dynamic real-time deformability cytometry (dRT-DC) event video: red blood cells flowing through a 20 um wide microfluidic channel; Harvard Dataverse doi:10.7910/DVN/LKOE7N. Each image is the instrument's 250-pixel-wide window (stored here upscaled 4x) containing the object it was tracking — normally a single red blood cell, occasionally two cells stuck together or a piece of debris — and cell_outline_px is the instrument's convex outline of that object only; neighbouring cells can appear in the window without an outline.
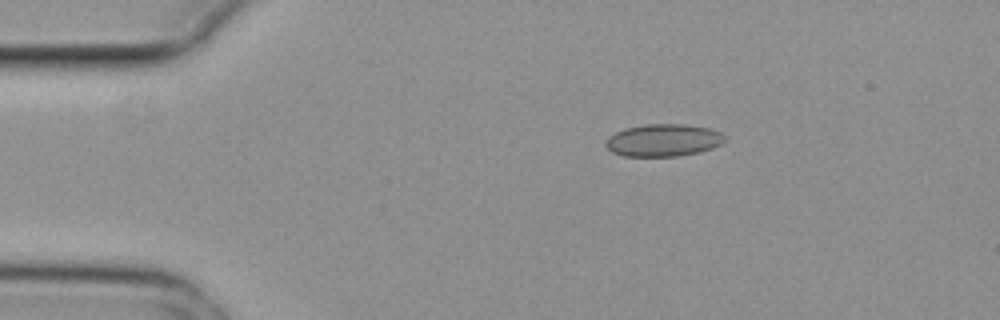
{"species": "common noctule bat (a hibernating species)", "species_latin": "Nyctalus noctula", "temperature_condition": "cold", "stored_images_in_passage": 2, "camera_frame_rate_fps": 3000, "um_per_image_px": 0.085, "animal": {"sex": "female", "body_mass_g": 29.2, "forearm_length_mm": 56.3}, "frame": {"image": 1, "passage_image": 1, "time_ms": 0.0, "image_size_px": [1000, 320], "cell_outline_px": [[728, 140], [712, 148], [700, 152], [676, 156], [624, 156], [612, 152], [604, 144], [604, 140], [608, 136], [624, 128], [644, 124], [684, 124], [712, 128], [728, 136]], "centroid_in_image_um": [56.41, 11.91], "position_along_channel_um": 28.6, "area_um2": 22.83}}